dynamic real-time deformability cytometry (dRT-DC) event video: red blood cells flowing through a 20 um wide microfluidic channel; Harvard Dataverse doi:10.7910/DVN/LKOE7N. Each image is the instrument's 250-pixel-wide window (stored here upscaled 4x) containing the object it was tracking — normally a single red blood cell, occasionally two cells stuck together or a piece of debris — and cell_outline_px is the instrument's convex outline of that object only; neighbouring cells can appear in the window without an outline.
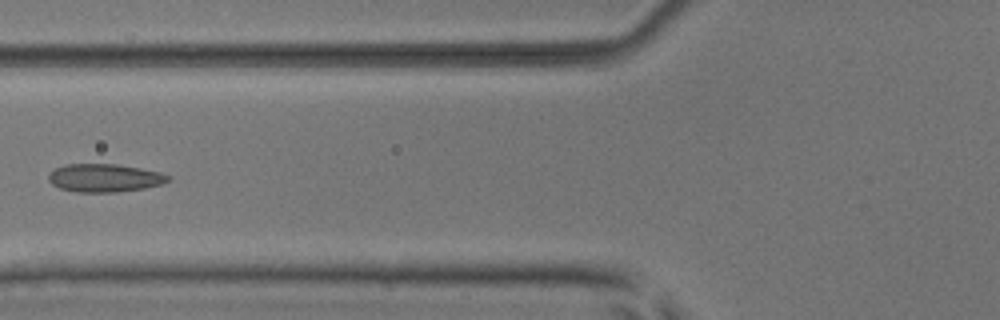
{"species": "common noctule bat (a hibernating species)", "species_latin": "Nyctalus noctula", "temperature_condition": "room temperature", "stored_images_in_passage": 6, "camera_frame_rate_fps": 3000, "um_per_image_px": 0.085, "animal": {"sex": "male", "body_mass_g": 17.9, "forearm_length_mm": 54.2}, "frame": {"image": 1, "passage_image": 6, "time_ms": 1.667, "image_size_px": [1000, 320], "cell_outline_px": [[172, 180], [160, 184], [144, 188], [116, 192], [76, 192], [60, 188], [52, 184], [48, 180], [48, 176], [56, 168], [64, 164], [116, 164], [140, 168], [160, 172], [172, 176]], "centroid_in_image_um": [8.91, 15.12], "position_along_channel_um": 116.9, "area_um2": 19.59}}